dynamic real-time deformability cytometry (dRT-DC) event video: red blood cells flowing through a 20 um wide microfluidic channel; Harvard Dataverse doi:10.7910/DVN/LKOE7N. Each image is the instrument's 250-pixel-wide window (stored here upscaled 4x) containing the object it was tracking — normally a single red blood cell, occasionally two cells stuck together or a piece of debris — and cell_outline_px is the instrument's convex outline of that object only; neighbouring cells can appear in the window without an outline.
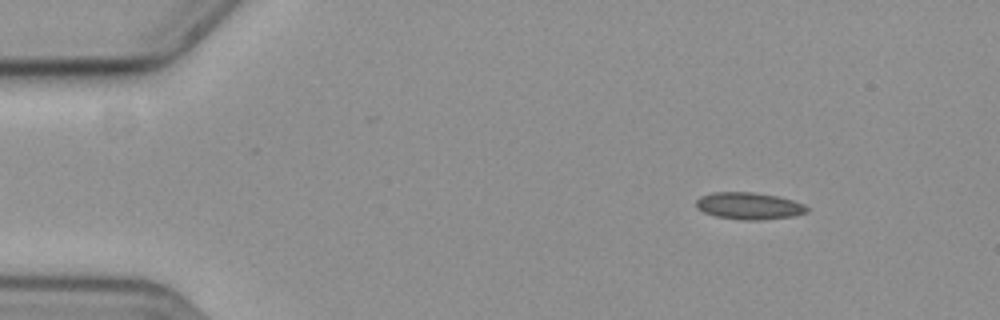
{"species": "common noctule bat (a hibernating species)", "species_latin": "Nyctalus noctula", "temperature_condition": "cold", "stored_images_in_passage": 57, "camera_frame_rate_fps": 3000, "um_per_image_px": 0.085, "animal": {"sex": "female", "body_mass_g": 19.3, "forearm_length_mm": 54.1}, "frame": {"image": 1, "passage_image": 7, "time_ms": 2.0, "image_size_px": [1000, 320], "cell_outline_px": [[808, 212], [792, 216], [756, 220], [744, 220], [716, 216], [704, 212], [696, 208], [696, 200], [700, 196], [712, 192], [752, 192], [776, 196], [792, 200], [804, 204], [808, 208]], "centroid_in_image_um": [63.63, 17.49], "position_along_channel_um": 21.4, "area_um2": 17.28}}
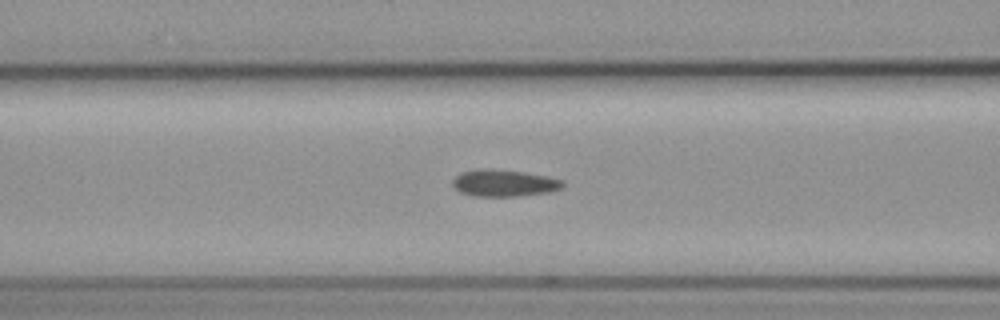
{"frame": {"image": 2, "passage_image": 23, "time_ms": 7.333, "image_size_px": [1000, 320], "cell_outline_px": [[564, 188], [548, 192], [520, 196], [472, 196], [460, 192], [452, 184], [452, 180], [456, 176], [464, 172], [480, 168], [488, 168], [524, 172], [548, 176], [564, 180]], "centroid_in_image_um": [42.88, 15.56], "position_along_channel_um": 123.7, "area_um2": 17.34}}
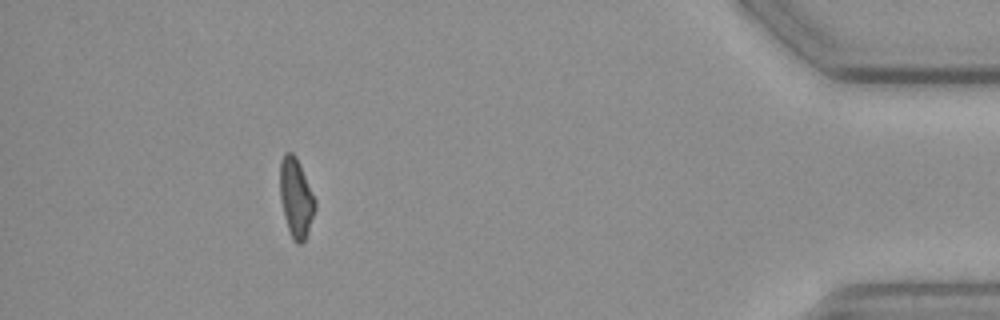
{"frame": {"image": 3, "passage_image": 52, "time_ms": 17.0, "image_size_px": [1000, 320], "cell_outline_px": [[316, 208], [304, 240], [300, 244], [296, 244], [292, 240], [284, 216], [280, 200], [280, 160], [284, 152], [292, 152], [296, 156], [300, 164], [316, 200]], "centroid_in_image_um": [25.15, 16.79], "position_along_channel_um": 410.1, "area_um2": 16.24}, "authors_computed_cell_mechanics": {"area_um2": 16.8198, "velocity_mm_per_s": 3.5835, "shape_relaxation_time_tau1_ms": null, "shape_relaxation_time_tau2_ms": 11.0219, "deformation_change_tau1": null, "deformation_change_tau2": 0.1892}}